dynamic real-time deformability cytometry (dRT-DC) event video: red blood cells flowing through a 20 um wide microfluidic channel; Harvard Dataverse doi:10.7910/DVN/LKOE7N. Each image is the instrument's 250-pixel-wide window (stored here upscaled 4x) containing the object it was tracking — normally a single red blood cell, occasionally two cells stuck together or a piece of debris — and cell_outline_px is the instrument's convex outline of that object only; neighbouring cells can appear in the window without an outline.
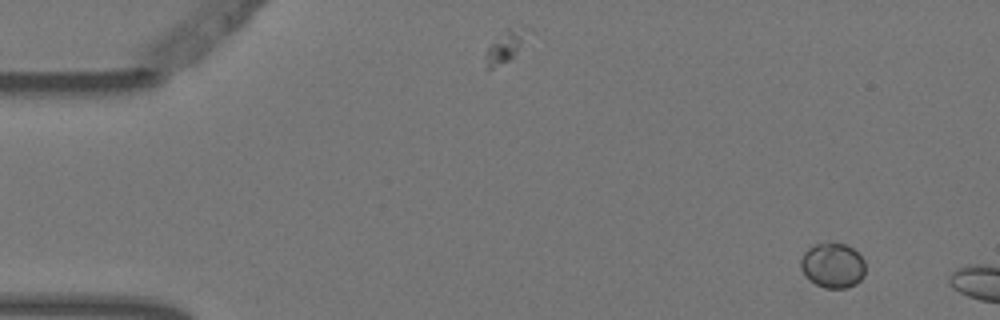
{"species": "Egyptian fruit bat (a non-hibernating species)", "species_latin": "Rousettus aegyptiacus", "temperature_condition": "warm", "stored_images_in_passage": 2, "camera_frame_rate_fps": 3000, "um_per_image_px": 0.085, "animal": {"sex": "female"}, "frame": {"image": 1, "passage_image": 1, "time_ms": 0.0, "image_size_px": [1000, 320], "cell_outline_px": [[864, 276], [856, 284], [848, 288], [824, 288], [816, 284], [800, 268], [800, 260], [804, 252], [812, 244], [828, 240], [832, 240], [844, 244], [852, 248], [864, 260]], "centroid_in_image_um": [70.77, 22.51], "position_along_channel_um": 14.2, "area_um2": 17.22}}